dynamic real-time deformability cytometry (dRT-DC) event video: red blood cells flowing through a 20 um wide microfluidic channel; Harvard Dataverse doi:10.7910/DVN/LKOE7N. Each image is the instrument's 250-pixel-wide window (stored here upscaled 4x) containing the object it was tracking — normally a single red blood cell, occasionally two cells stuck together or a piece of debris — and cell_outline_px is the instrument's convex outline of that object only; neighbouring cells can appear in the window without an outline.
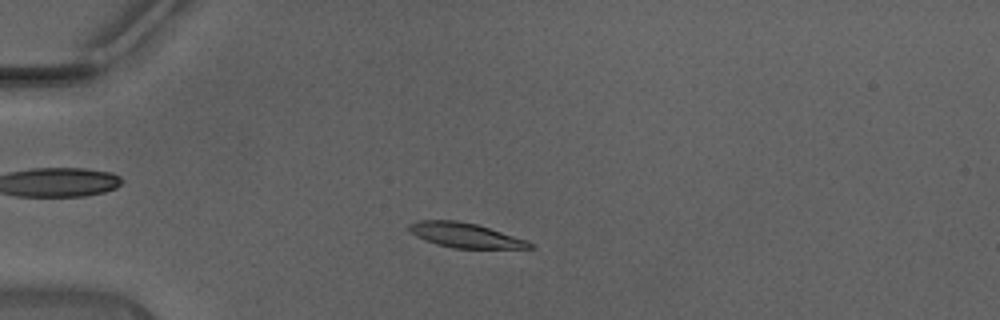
{"species": "Egyptian fruit bat (a non-hibernating species)", "species_latin": "Rousettus aegyptiacus", "temperature_condition": "warm", "stored_images_in_passage": 43, "camera_frame_rate_fps": 3000, "um_per_image_px": 0.085, "animal": {"sex": "male"}, "frame": {"image": 1, "passage_image": 9, "time_ms": 2.667, "image_size_px": [1000, 320], "cell_outline_px": [[536, 248], [452, 248], [436, 244], [424, 240], [416, 236], [408, 228], [408, 224], [416, 220], [456, 220], [476, 224], [528, 240], [536, 244]], "centroid_in_image_um": [39.56, 20.0], "position_along_channel_um": 45.4, "area_um2": 17.46}}
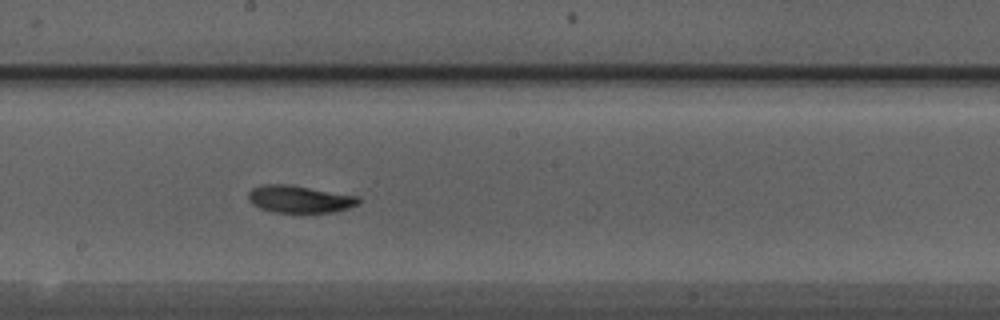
{"frame": {"image": 2, "passage_image": 23, "time_ms": 7.333, "image_size_px": [1000, 320], "cell_outline_px": [[360, 204], [336, 212], [272, 212], [260, 208], [252, 204], [248, 200], [248, 192], [252, 188], [264, 184], [288, 184], [360, 196]], "centroid_in_image_um": [25.47, 16.92], "position_along_channel_um": 222.7, "area_um2": 17.69}}
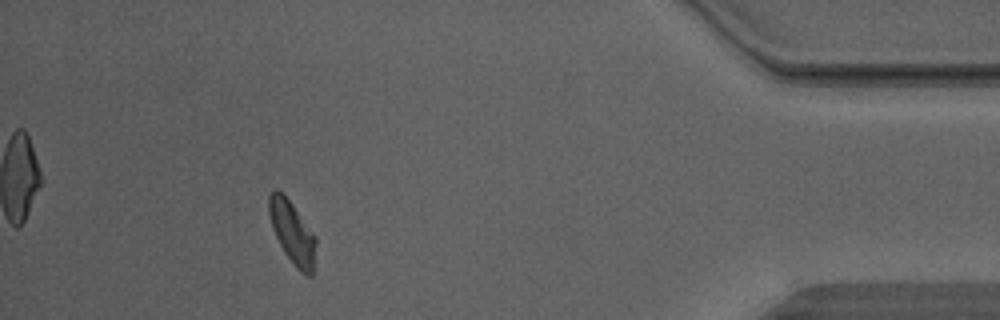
{"frame": {"image": 3, "passage_image": 39, "time_ms": 12.667, "image_size_px": [1000, 320], "cell_outline_px": [[316, 244], [312, 276], [308, 276], [300, 272], [296, 268], [284, 252], [272, 228], [268, 212], [268, 196], [276, 188], [292, 204], [316, 236]], "centroid_in_image_um": [24.85, 19.78], "position_along_channel_um": 410.4, "area_um2": 16.94}, "authors_computed_cell_mechanics": {"area_um2": 17.4556, "velocity_mm_per_s": 4.4427, "shape_relaxation_time_tau1_ms": 3.0401, "shape_relaxation_time_tau2_ms": 3.0404, "deformation_change_tau1": 0.1224, "deformation_change_tau2": 0.0604}}